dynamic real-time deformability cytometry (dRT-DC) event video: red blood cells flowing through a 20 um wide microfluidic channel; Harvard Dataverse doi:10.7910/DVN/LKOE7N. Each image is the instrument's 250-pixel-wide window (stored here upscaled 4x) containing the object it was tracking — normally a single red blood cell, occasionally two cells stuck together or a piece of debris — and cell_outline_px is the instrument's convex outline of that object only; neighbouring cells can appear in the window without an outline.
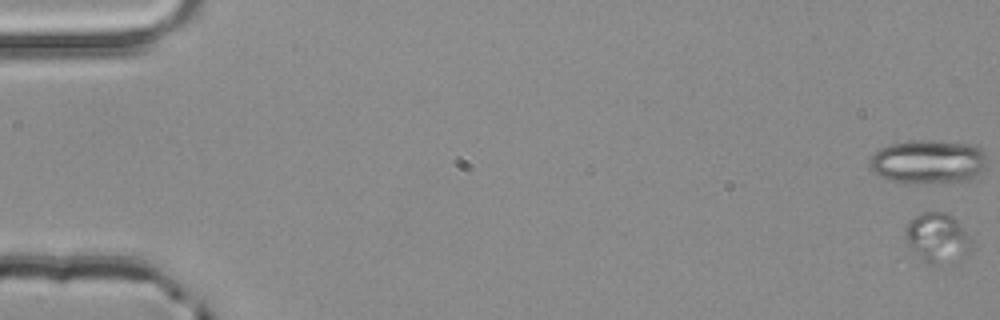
{"species": "common noctule bat (a hibernating species)", "species_latin": "Nyctalus noctula", "temperature_condition": "room temperature", "stored_images_in_passage": 6, "segment_of_instrument_passage": [1, 2], "camera_frame_rate_fps": 3000, "um_per_image_px": 0.085, "animal": {"sex": "male", "body_mass_g": 20.4}, "frame": {"image": 1, "passage_image": 1, "time_ms": 0.0, "image_size_px": [1000, 320], "cell_outline_px": [[972, 252], [936, 264], [928, 264], [908, 248], [904, 244], [904, 240], [908, 220], [924, 212], [944, 212], [952, 216], [956, 220], [968, 236], [972, 244]], "centroid_in_image_um": [79.61, 20.2], "position_along_channel_um": 5.4, "area_um2": 18.84}}